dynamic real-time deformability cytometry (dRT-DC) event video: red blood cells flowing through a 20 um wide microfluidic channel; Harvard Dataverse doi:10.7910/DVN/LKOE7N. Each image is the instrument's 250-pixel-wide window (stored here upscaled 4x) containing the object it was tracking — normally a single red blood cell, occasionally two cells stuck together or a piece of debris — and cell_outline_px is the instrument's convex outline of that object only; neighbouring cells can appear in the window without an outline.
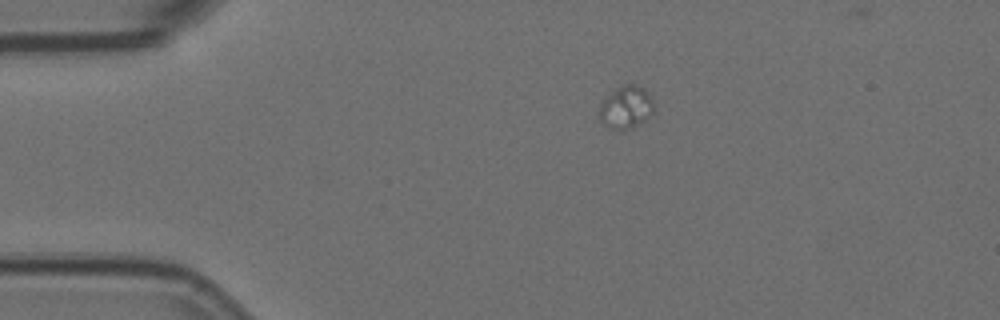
{"species": "Egyptian fruit bat (a non-hibernating species)", "species_latin": "Rousettus aegyptiacus", "temperature_condition": "room temperature", "stored_images_in_passage": 12, "camera_frame_rate_fps": 3000, "um_per_image_px": 0.085, "animal": {"sex": "female"}, "frame": {"image": 1, "passage_image": 12, "time_ms": 3.667, "image_size_px": [1000, 320], "cell_outline_px": [[652, 112], [644, 120], [624, 128], [612, 128], [604, 124], [600, 120], [600, 104], [616, 88], [624, 84], [636, 84], [644, 88], [652, 100]], "centroid_in_image_um": [53.19, 9.06], "position_along_channel_um": 31.8, "area_um2": 12.77}}